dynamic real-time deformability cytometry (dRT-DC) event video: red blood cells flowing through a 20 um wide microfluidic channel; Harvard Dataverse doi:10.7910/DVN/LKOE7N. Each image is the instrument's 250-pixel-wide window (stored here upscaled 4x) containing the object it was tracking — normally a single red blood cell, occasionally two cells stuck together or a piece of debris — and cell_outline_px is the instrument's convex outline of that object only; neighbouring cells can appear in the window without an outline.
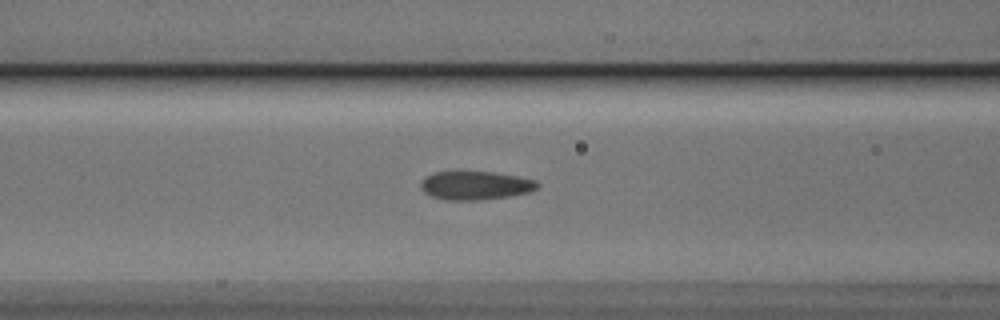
{"species": "Egyptian fruit bat (a non-hibernating species)", "species_latin": "Rousettus aegyptiacus", "temperature_condition": "cold", "stored_images_in_passage": 22, "camera_frame_rate_fps": 3000, "um_per_image_px": 0.085, "animal": {"sex": "male"}, "frame": {"image": 1, "passage_image": 5, "time_ms": 1.333, "image_size_px": [1000, 320], "cell_outline_px": [[540, 184], [536, 188], [528, 192], [508, 196], [484, 200], [444, 200], [432, 196], [424, 192], [420, 188], [420, 184], [424, 176], [436, 172], [492, 172], [516, 176], [536, 180]], "centroid_in_image_um": [40.38, 15.77], "position_along_channel_um": 126.2, "area_um2": 19.36}}
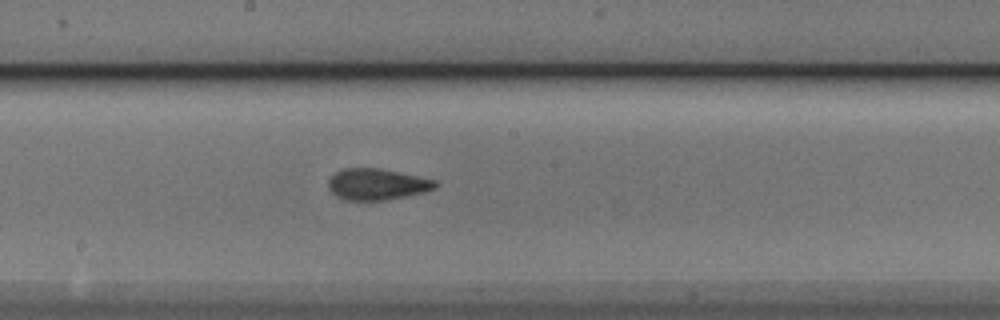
{"frame": {"image": 2, "passage_image": 12, "time_ms": 3.667, "image_size_px": [1000, 320], "cell_outline_px": [[440, 184], [436, 188], [424, 192], [384, 200], [344, 200], [336, 196], [328, 188], [328, 180], [336, 172], [344, 168], [380, 168], [436, 180]], "centroid_in_image_um": [32.04, 15.66], "position_along_channel_um": 216.2, "area_um2": 19.48}}
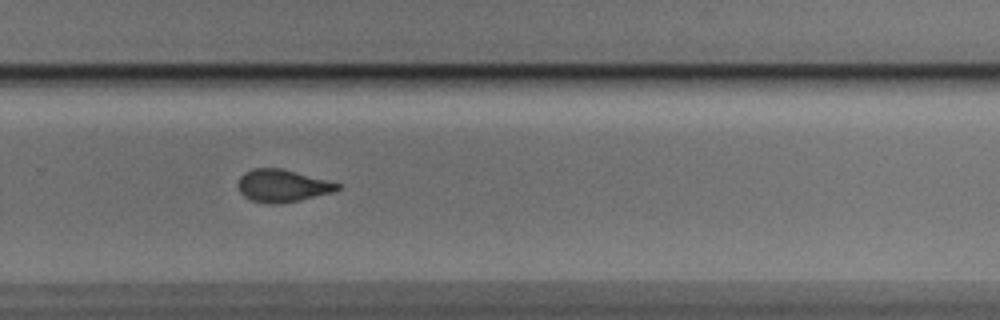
{"frame": {"image": 3, "passage_image": 19, "time_ms": 6.0, "image_size_px": [1000, 320], "cell_outline_px": [[340, 188], [332, 192], [300, 200], [280, 204], [268, 204], [252, 200], [244, 196], [240, 192], [236, 184], [240, 176], [244, 172], [252, 168], [280, 168], [328, 180], [340, 184]], "centroid_in_image_um": [23.96, 15.79], "position_along_channel_um": 305.8, "area_um2": 18.84}}